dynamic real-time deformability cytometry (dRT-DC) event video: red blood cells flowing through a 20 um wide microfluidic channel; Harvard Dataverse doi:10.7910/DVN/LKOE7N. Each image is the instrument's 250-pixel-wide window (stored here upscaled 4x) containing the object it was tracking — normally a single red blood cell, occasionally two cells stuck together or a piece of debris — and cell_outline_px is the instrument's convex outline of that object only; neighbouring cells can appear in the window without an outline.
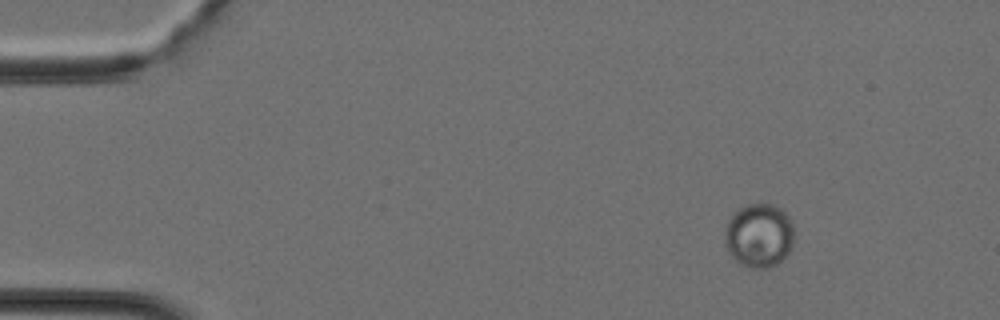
{"species": "Egyptian fruit bat (a non-hibernating species)", "species_latin": "Rousettus aegyptiacus", "temperature_condition": "cold", "stored_images_in_passage": 40, "camera_frame_rate_fps": 3000, "um_per_image_px": 0.085, "animal": {"sex": "female"}, "frame": {"image": 1, "passage_image": 5, "time_ms": 1.333, "image_size_px": [1000, 320], "cell_outline_px": [[796, 236], [788, 256], [776, 264], [768, 268], [752, 268], [740, 264], [728, 252], [724, 244], [724, 236], [728, 220], [740, 208], [748, 204], [760, 200], [772, 204], [780, 208], [788, 216], [796, 232]], "centroid_in_image_um": [64.55, 20.0], "position_along_channel_um": 20.4, "area_um2": 26.53}}
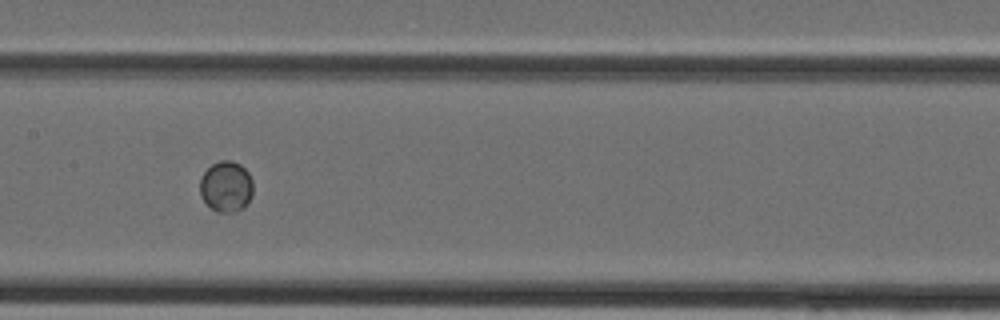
{"frame": {"image": 2, "passage_image": 20, "time_ms": 6.333, "image_size_px": [1000, 320], "cell_outline_px": [[252, 196], [240, 208], [232, 212], [216, 212], [200, 196], [200, 176], [212, 164], [220, 160], [232, 160], [240, 164], [248, 172], [252, 180]], "centroid_in_image_um": [19.2, 15.82], "position_along_channel_um": 188.2, "area_um2": 15.61}}
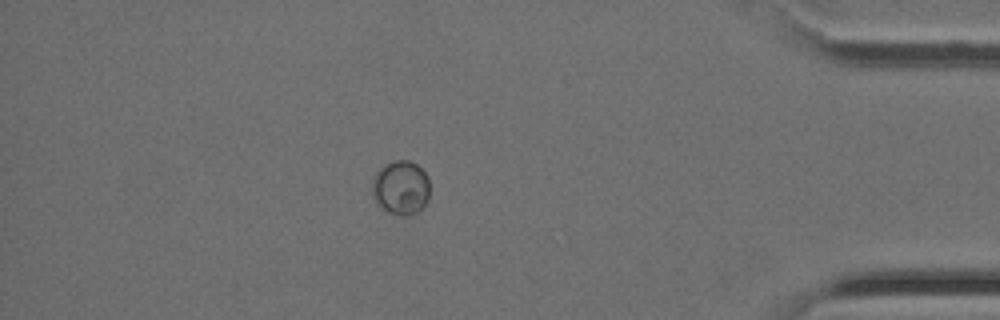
{"frame": {"image": 3, "passage_image": 35, "time_ms": 11.333, "image_size_px": [1000, 320], "cell_outline_px": [[428, 200], [416, 212], [408, 216], [400, 216], [388, 212], [380, 208], [372, 192], [372, 176], [380, 168], [396, 160], [408, 160], [416, 164], [428, 176]], "centroid_in_image_um": [34.05, 15.96], "position_along_channel_um": 401.2, "area_um2": 18.09}}